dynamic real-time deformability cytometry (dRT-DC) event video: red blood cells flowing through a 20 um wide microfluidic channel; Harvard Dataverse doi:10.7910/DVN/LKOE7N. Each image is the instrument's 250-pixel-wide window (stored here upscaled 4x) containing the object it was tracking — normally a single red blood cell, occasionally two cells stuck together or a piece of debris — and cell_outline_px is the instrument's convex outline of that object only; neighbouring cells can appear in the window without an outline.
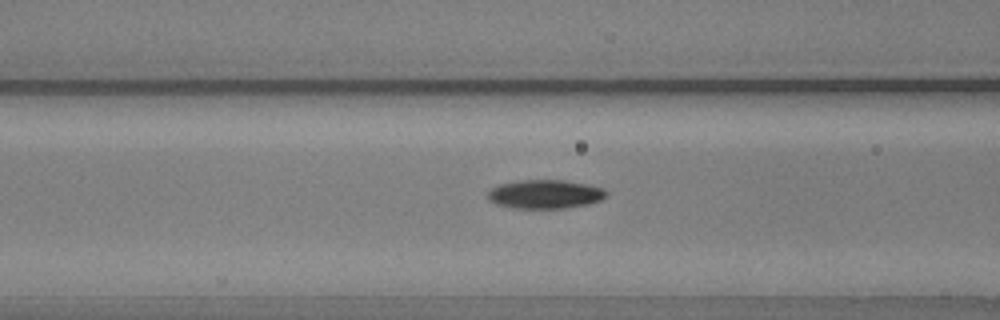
{"species": "common noctule bat (a hibernating species)", "species_latin": "Nyctalus noctula", "temperature_condition": "warm", "stored_images_in_passage": 33, "camera_frame_rate_fps": 3000, "um_per_image_px": 0.085, "animal": {"sex": "male", "body_mass_g": 20.5, "forearm_length_mm": 52.5}, "frame": {"image": 1, "passage_image": 24, "time_ms": 7.667, "image_size_px": [1000, 320], "cell_outline_px": [[608, 196], [600, 200], [588, 204], [564, 208], [516, 208], [496, 204], [488, 200], [488, 192], [492, 188], [500, 184], [520, 180], [564, 180], [604, 188], [608, 192]], "centroid_in_image_um": [46.35, 16.5], "position_along_channel_um": 120.3, "area_um2": 19.83}}
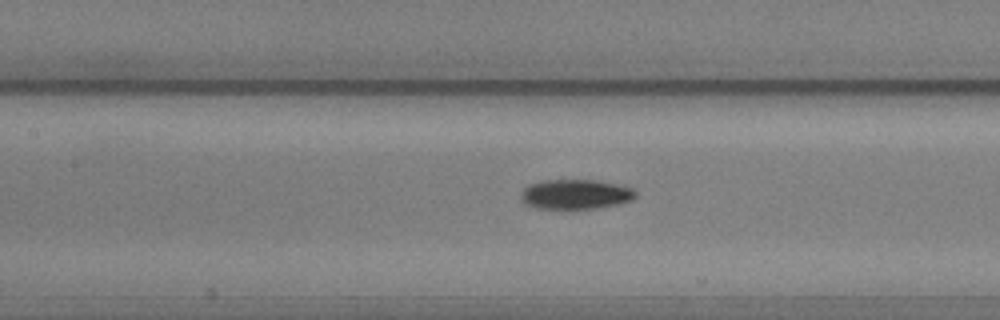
{"frame": {"image": 2, "passage_image": 27, "time_ms": 8.667, "image_size_px": [1000, 320], "cell_outline_px": [[636, 196], [632, 200], [616, 204], [596, 208], [536, 208], [524, 204], [520, 200], [520, 196], [524, 188], [528, 184], [540, 180], [596, 180], [632, 188], [636, 192]], "centroid_in_image_um": [48.86, 16.5], "position_along_channel_um": 158.5, "area_um2": 19.83}}
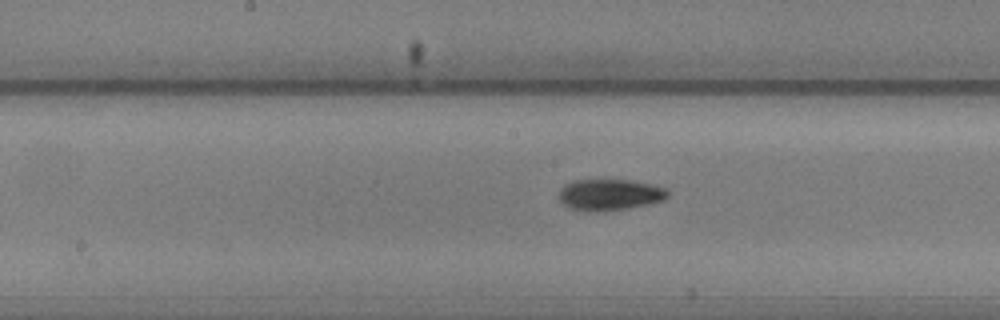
{"frame": {"image": 3, "passage_image": 30, "time_ms": 9.667, "image_size_px": [1000, 320], "cell_outline_px": [[668, 196], [664, 200], [648, 204], [628, 208], [572, 208], [564, 204], [556, 196], [560, 188], [564, 184], [572, 180], [628, 180], [652, 184], [668, 188]], "centroid_in_image_um": [51.85, 16.48], "position_along_channel_um": 196.3, "area_um2": 19.13}}